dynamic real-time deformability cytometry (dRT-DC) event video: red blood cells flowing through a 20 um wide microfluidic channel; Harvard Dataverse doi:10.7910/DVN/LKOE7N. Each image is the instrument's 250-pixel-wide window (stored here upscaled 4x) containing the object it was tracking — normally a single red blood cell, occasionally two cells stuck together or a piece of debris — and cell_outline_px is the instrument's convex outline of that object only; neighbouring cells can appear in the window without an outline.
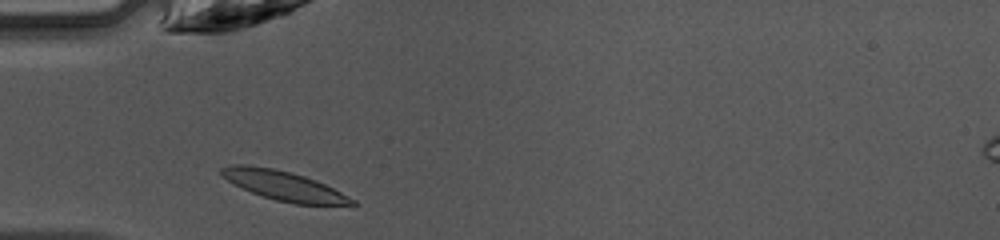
{"species": "common noctule bat (a hibernating species)", "species_latin": "Nyctalus noctula", "temperature_condition": "warm", "stored_images_in_passage": 34, "camera_frame_rate_fps": 3000, "um_per_image_px": 0.085, "animal": {"sex": "female", "body_mass_g": 10.0, "forearm_length_mm": 53.1}, "frame": {"image": 1, "passage_image": 2, "time_ms": 0.333, "image_size_px": [1000, 240], "cell_outline_px": [[356, 204], [296, 204], [276, 200], [252, 192], [220, 176], [220, 168], [232, 164], [244, 164], [272, 168], [304, 176], [316, 180], [356, 200]], "centroid_in_image_um": [24.08, 15.77], "position_along_channel_um": 60.9, "area_um2": 21.85}}
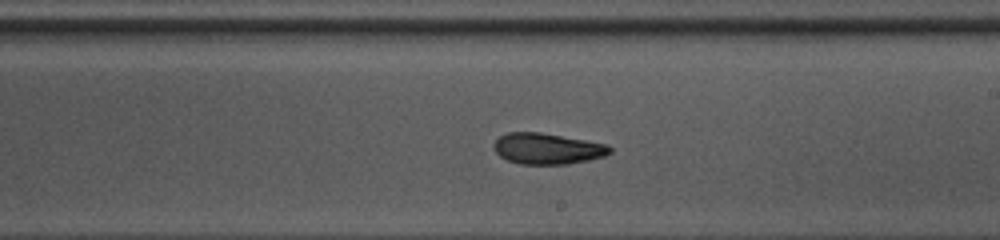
{"frame": {"image": 2, "passage_image": 15, "time_ms": 4.667, "image_size_px": [1000, 240], "cell_outline_px": [[612, 152], [604, 156], [588, 160], [568, 164], [520, 164], [508, 160], [500, 156], [492, 148], [492, 144], [500, 136], [508, 132], [540, 132], [608, 144], [612, 148]], "centroid_in_image_um": [46.52, 12.63], "position_along_channel_um": 242.5, "area_um2": 21.04}}
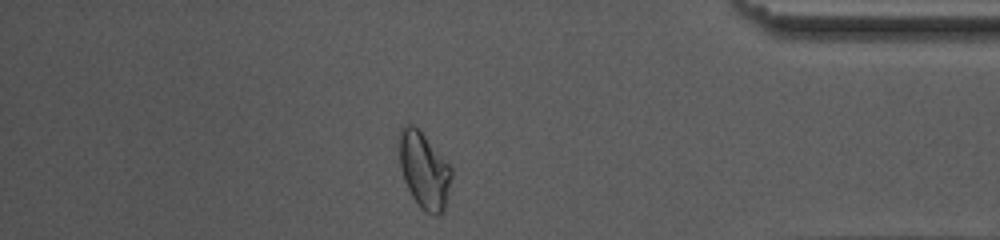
{"frame": {"image": 3, "passage_image": 28, "time_ms": 9.0, "image_size_px": [1000, 240], "cell_outline_px": [[452, 176], [448, 196], [444, 212], [440, 216], [436, 216], [424, 212], [416, 204], [404, 180], [400, 164], [400, 128], [404, 124], [412, 124], [424, 136], [452, 168]], "centroid_in_image_um": [36.07, 14.56], "position_along_channel_um": 399.1, "area_um2": 23.06}, "authors_computed_cell_mechanics": {"area_um2": 21.7039, "velocity_mm_per_s": 4.2407, "shape_relaxation_time_tau1_ms": 9.7492, "shape_relaxation_time_tau2_ms": 2.2171, "deformation_change_tau1": 0.22, "deformation_change_tau2": 0.0758}}